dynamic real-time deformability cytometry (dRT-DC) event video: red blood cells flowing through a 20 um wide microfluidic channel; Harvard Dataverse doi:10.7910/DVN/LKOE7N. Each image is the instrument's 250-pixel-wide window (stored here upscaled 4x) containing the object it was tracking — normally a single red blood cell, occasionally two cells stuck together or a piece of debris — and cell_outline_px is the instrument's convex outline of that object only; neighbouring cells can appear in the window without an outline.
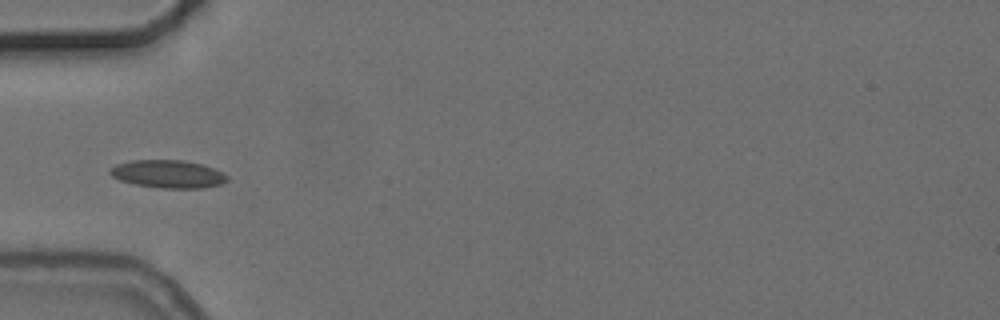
{"species": "common noctule bat (a hibernating species)", "species_latin": "Nyctalus noctula", "temperature_condition": "cold", "stored_images_in_passage": 5, "camera_frame_rate_fps": 3000, "um_per_image_px": 0.085, "animal": {"sex": "female", "body_mass_g": 24.6, "forearm_length_mm": 56.2}, "frame": {"image": 1, "passage_image": 5, "time_ms": 4.667, "image_size_px": [1000, 320], "cell_outline_px": [[228, 180], [220, 184], [204, 188], [160, 188], [136, 184], [120, 180], [112, 176], [108, 172], [108, 168], [116, 164], [132, 160], [184, 160], [200, 164], [212, 168], [228, 176]], "centroid_in_image_um": [14.24, 14.79], "position_along_channel_um": 70.8, "area_um2": 18.96}}